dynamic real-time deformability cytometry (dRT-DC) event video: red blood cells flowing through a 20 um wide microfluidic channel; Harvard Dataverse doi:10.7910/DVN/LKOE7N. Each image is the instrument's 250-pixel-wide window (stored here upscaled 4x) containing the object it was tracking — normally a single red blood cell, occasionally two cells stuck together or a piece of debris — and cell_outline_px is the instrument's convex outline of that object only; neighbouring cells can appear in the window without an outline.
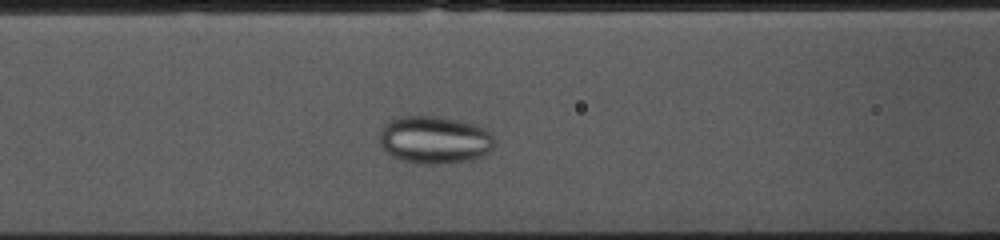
{"species": "common noctule bat (a hibernating species)", "species_latin": "Nyctalus noctula", "temperature_condition": "cold", "stored_images_in_passage": 38, "camera_frame_rate_fps": 3000, "um_per_image_px": 0.085, "animal": {"sex": "female", "body_mass_g": 10.0, "forearm_length_mm": 53.1}, "frame": {"image": 1, "passage_image": 15, "time_ms": 4.667, "image_size_px": [1000, 240], "cell_outline_px": [[496, 144], [488, 152], [472, 160], [448, 164], [424, 164], [400, 160], [392, 156], [380, 144], [380, 128], [388, 120], [400, 116], [436, 116], [460, 120], [476, 124], [492, 132], [496, 140]], "centroid_in_image_um": [36.97, 11.88], "position_along_channel_um": 129.6, "area_um2": 32.48}}
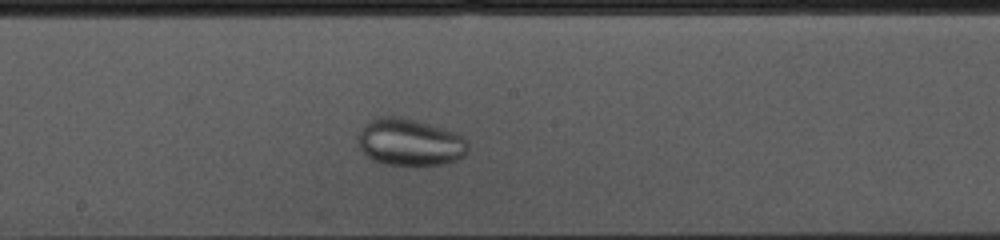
{"frame": {"image": 2, "passage_image": 22, "time_ms": 7.0, "image_size_px": [1000, 240], "cell_outline_px": [[468, 148], [464, 156], [456, 160], [444, 164], [384, 164], [372, 160], [356, 144], [356, 140], [364, 124], [368, 120], [384, 116], [396, 116], [444, 128], [456, 132], [464, 136], [468, 140]], "centroid_in_image_um": [34.83, 12.08], "position_along_channel_um": 213.4, "area_um2": 30.11}}
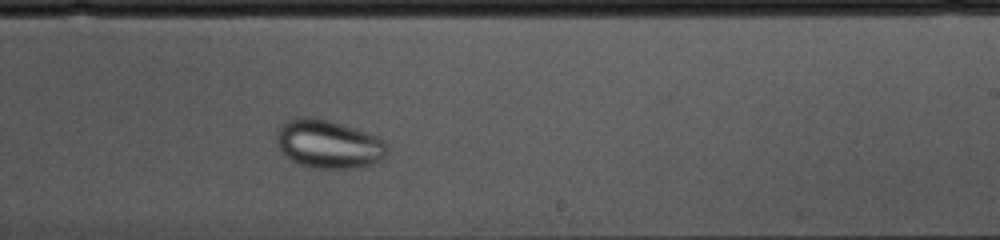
{"frame": {"image": 3, "passage_image": 26, "time_ms": 8.333, "image_size_px": [1000, 240], "cell_outline_px": [[388, 148], [384, 156], [380, 160], [372, 164], [356, 168], [316, 168], [296, 164], [276, 144], [276, 132], [288, 120], [300, 116], [312, 116], [332, 120], [344, 124], [376, 136], [384, 140], [388, 144]], "centroid_in_image_um": [27.93, 12.23], "position_along_channel_um": 261.1, "area_um2": 31.33}}